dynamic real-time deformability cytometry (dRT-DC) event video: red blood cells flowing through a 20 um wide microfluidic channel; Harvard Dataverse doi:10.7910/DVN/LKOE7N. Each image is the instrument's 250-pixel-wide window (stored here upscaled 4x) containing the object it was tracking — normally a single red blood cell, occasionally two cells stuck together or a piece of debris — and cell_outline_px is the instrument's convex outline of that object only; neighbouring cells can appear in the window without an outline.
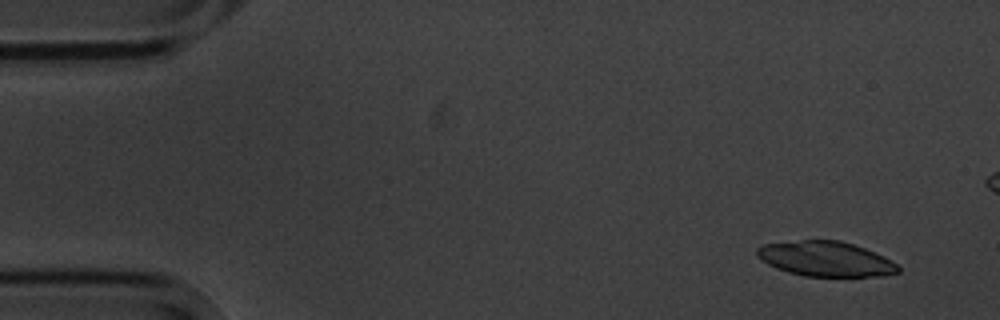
{"species": "common noctule bat (a hibernating species)", "species_latin": "Nyctalus noctula", "temperature_condition": "cold", "stored_images_in_passage": 6, "camera_frame_rate_fps": 3000, "um_per_image_px": 0.085, "animal": {"sex": "male", "body_mass_g": 20.1, "forearm_length_mm": 53.5}, "frame": {"image": 1, "passage_image": 2, "time_ms": 1.0, "image_size_px": [1000, 320], "cell_outline_px": [[900, 272], [884, 276], [804, 276], [788, 272], [776, 268], [760, 260], [756, 256], [756, 248], [764, 244], [804, 240], [840, 240], [864, 248], [884, 256], [892, 260], [900, 268]], "centroid_in_image_um": [70.18, 22.01], "position_along_channel_um": 14.8, "area_um2": 28.78}}